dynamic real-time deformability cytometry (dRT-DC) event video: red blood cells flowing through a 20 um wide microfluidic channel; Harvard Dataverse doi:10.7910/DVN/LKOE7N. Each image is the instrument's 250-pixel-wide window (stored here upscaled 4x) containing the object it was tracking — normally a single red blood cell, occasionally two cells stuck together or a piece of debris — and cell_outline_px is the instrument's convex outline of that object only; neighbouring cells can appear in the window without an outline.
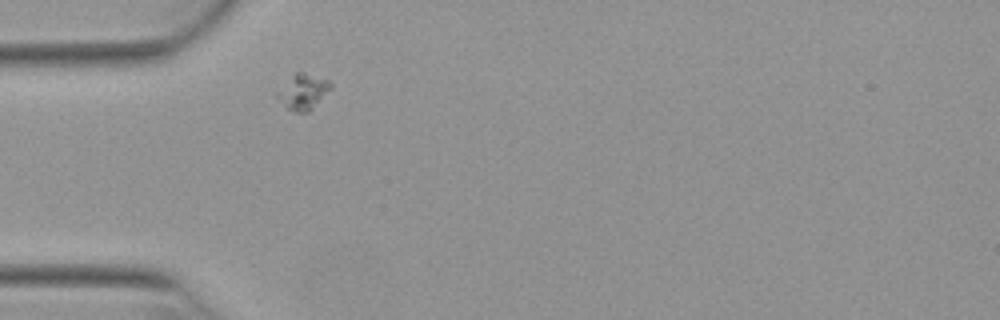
{"species": "Egyptian fruit bat (a non-hibernating species)", "species_latin": "Rousettus aegyptiacus", "temperature_condition": "warm", "stored_images_in_passage": 5, "camera_frame_rate_fps": 3000, "um_per_image_px": 0.085, "animal": {"sex": "female"}, "frame": {"image": 1, "passage_image": 1, "time_ms": 0.0, "image_size_px": [1000, 320], "cell_outline_px": [[332, 88], [308, 112], [296, 112], [288, 108], [276, 96], [276, 92], [296, 72], [304, 72], [328, 80], [332, 84]], "centroid_in_image_um": [25.78, 7.79], "position_along_channel_um": 59.2, "area_um2": 10.69}}
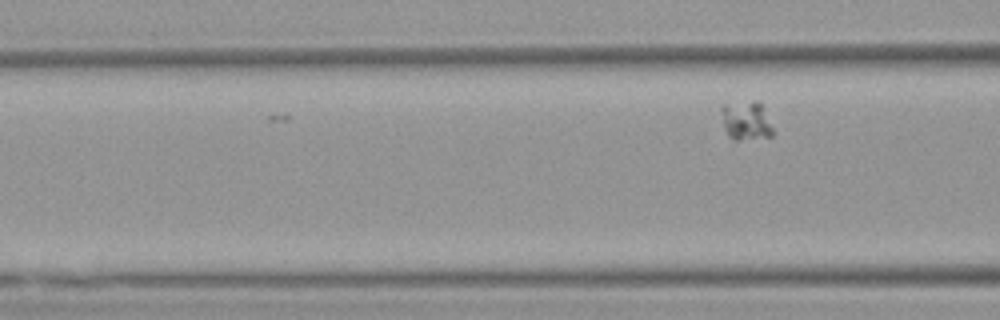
{"frame": {"image": 2, "passage_image": 5, "time_ms": 1.333, "image_size_px": [1000, 320], "cell_outline_px": [[772, 136], [740, 140], [732, 140], [728, 136], [724, 128], [720, 108], [720, 104], [756, 100], [760, 104], [772, 128]], "centroid_in_image_um": [63.34, 10.25], "position_along_channel_um": 103.3, "area_um2": 11.68}}